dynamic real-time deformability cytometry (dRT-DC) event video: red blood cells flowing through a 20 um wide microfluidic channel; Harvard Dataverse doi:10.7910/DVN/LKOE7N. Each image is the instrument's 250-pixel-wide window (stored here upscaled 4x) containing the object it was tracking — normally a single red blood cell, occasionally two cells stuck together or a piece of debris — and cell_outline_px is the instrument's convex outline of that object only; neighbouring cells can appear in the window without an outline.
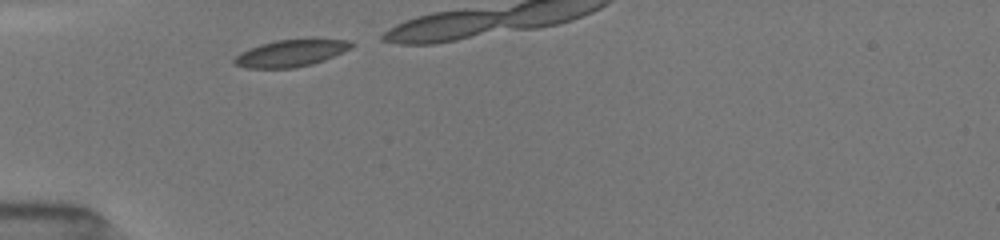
{"species": "common noctule bat (a hibernating species)", "species_latin": "Nyctalus noctula", "temperature_condition": "room temperature", "stored_images_in_passage": 8, "camera_frame_rate_fps": 3000, "um_per_image_px": 0.085, "animal": {"sex": "female", "body_mass_g": 19.5, "forearm_length_mm": 54.1}, "frame": {"image": 1, "passage_image": 1, "time_ms": 0.0, "image_size_px": [1000, 240], "cell_outline_px": [[352, 44], [348, 48], [324, 60], [292, 68], [248, 68], [236, 64], [232, 60], [240, 52], [260, 44], [276, 40], [348, 40]], "centroid_in_image_um": [24.61, 4.53], "position_along_channel_um": 60.4, "area_um2": 17.57}}
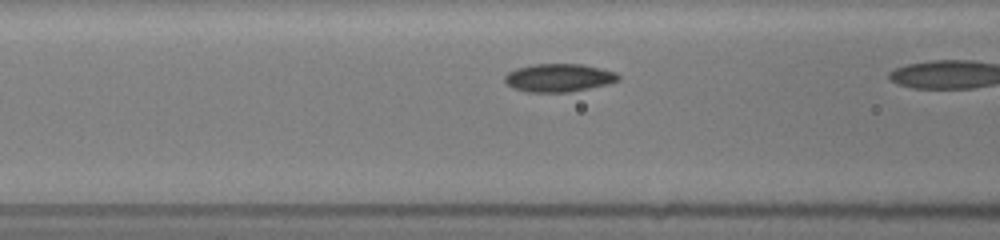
{"frame": {"image": 2, "passage_image": 6, "time_ms": 1.667, "image_size_px": [1000, 240], "cell_outline_px": [[620, 80], [608, 84], [568, 92], [528, 92], [512, 88], [504, 80], [504, 76], [508, 72], [516, 68], [532, 64], [580, 64], [600, 68], [616, 72], [620, 76]], "centroid_in_image_um": [47.49, 6.61], "position_along_channel_um": 119.1, "area_um2": 18.61}}